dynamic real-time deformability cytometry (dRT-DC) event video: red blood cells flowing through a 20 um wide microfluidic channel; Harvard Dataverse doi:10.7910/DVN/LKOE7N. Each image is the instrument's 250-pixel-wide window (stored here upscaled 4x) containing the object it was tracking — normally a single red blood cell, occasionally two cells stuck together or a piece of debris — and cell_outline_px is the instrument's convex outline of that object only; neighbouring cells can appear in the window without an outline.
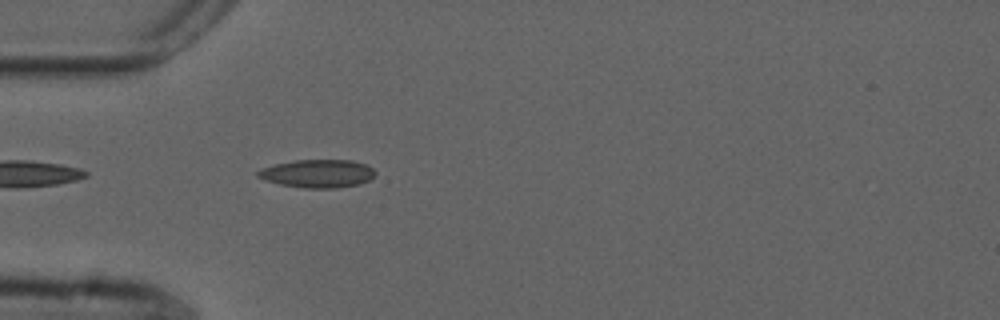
{"species": "common noctule bat (a hibernating species)", "species_latin": "Nyctalus noctula", "temperature_condition": "cold", "stored_images_in_passage": 41, "camera_frame_rate_fps": 3000, "um_per_image_px": 0.085, "animal": {"sex": "male", "forearm_length_mm": 52.5}, "frame": {"image": 1, "passage_image": 3, "time_ms": 0.667, "image_size_px": [1000, 320], "cell_outline_px": [[376, 172], [368, 180], [360, 184], [336, 188], [304, 188], [280, 184], [256, 176], [256, 172], [264, 168], [276, 164], [296, 160], [352, 160], [364, 164], [372, 168]], "centroid_in_image_um": [27.01, 14.75], "position_along_channel_um": 58.0, "area_um2": 18.96}}
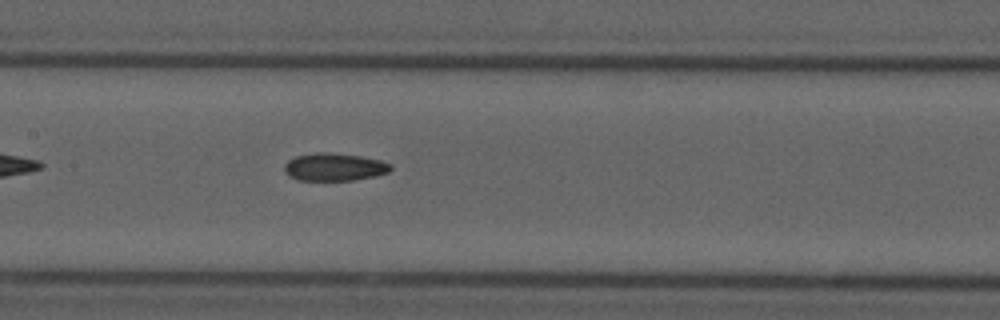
{"frame": {"image": 2, "passage_image": 13, "time_ms": 4.0, "image_size_px": [1000, 320], "cell_outline_px": [[392, 168], [388, 172], [376, 176], [356, 180], [296, 180], [288, 176], [284, 172], [284, 164], [288, 160], [296, 156], [316, 152], [328, 152], [360, 156], [380, 160], [392, 164]], "centroid_in_image_um": [28.4, 14.2], "position_along_channel_um": 179.0, "area_um2": 17.34}}
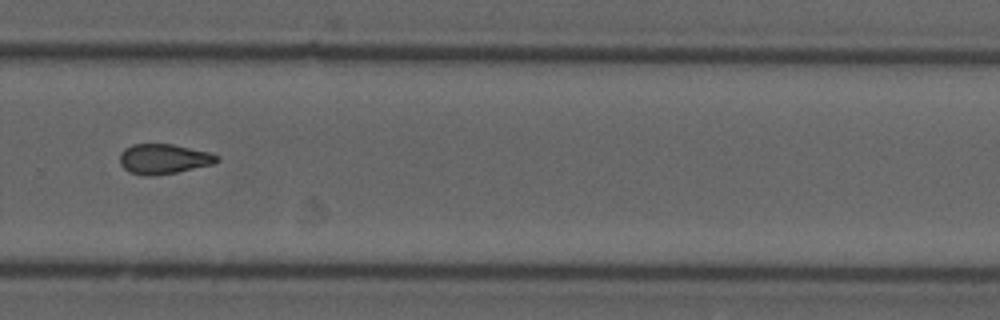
{"frame": {"image": 3, "passage_image": 24, "time_ms": 7.667, "image_size_px": [1000, 320], "cell_outline_px": [[220, 160], [212, 164], [176, 172], [152, 176], [144, 176], [128, 172], [120, 164], [120, 152], [124, 148], [132, 144], [172, 144], [208, 152], [220, 156]], "centroid_in_image_um": [13.87, 13.51], "position_along_channel_um": 315.9, "area_um2": 16.99}, "authors_computed_cell_mechanics": {"area_um2": 17.1666, "velocity_mm_per_s": 3.7439, "shape_relaxation_time_tau1_ms": null, "shape_relaxation_time_tau2_ms": 3.9753, "deformation_change_tau1": null, "deformation_change_tau2": 0.1179}}